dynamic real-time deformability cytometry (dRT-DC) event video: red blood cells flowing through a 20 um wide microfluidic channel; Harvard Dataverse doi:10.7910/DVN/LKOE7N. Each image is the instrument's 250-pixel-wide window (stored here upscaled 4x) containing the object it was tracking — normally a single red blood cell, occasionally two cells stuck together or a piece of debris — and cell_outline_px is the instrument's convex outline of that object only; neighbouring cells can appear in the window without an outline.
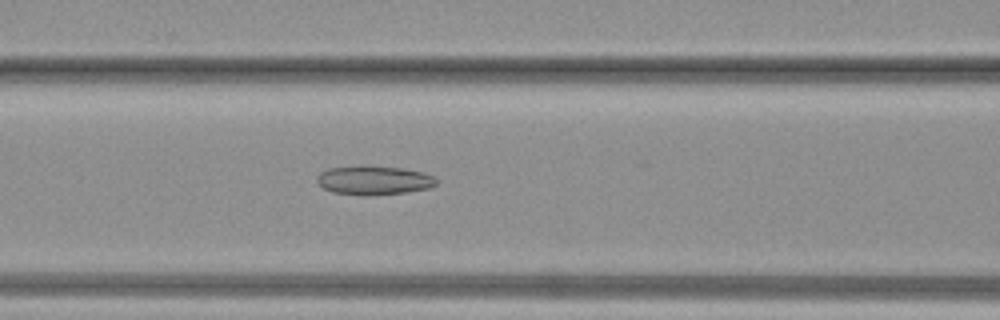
{"species": "common noctule bat (a hibernating species)", "species_latin": "Nyctalus noctula", "temperature_condition": "warm", "stored_images_in_passage": 34, "camera_frame_rate_fps": 3000, "um_per_image_px": 0.085, "animal": {"sex": "female", "body_mass_g": 19.3, "forearm_length_mm": 54.1}, "frame": {"image": 1, "passage_image": 11, "time_ms": 3.333, "image_size_px": [1000, 320], "cell_outline_px": [[436, 184], [432, 188], [404, 192], [368, 196], [360, 196], [332, 192], [324, 188], [316, 180], [316, 176], [320, 172], [328, 168], [364, 164], [368, 164], [404, 168], [424, 172], [432, 176], [436, 180]], "centroid_in_image_um": [31.75, 15.3], "position_along_channel_um": 134.8, "area_um2": 20.75}}
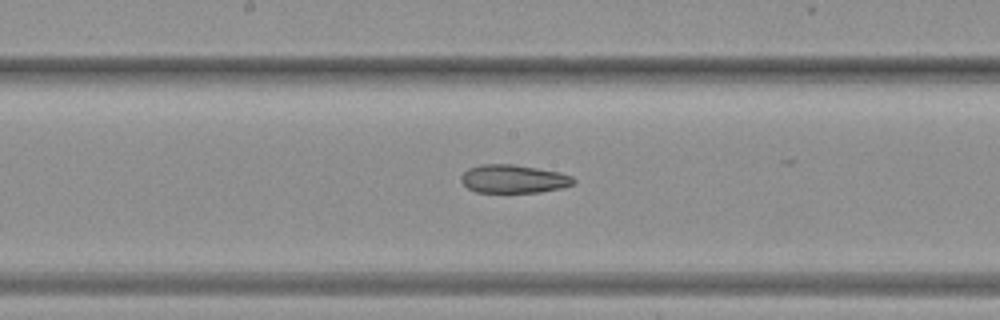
{"frame": {"image": 2, "passage_image": 15, "time_ms": 4.667, "image_size_px": [1000, 320], "cell_outline_px": [[576, 184], [564, 188], [540, 192], [476, 192], [468, 188], [460, 180], [460, 176], [468, 168], [480, 164], [512, 164], [560, 172], [572, 176], [576, 180]], "centroid_in_image_um": [43.68, 15.21], "position_along_channel_um": 204.5, "area_um2": 18.73}}
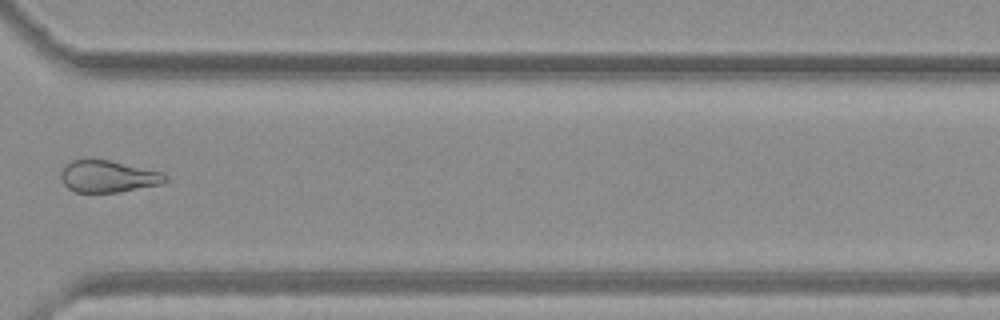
{"frame": {"image": 3, "passage_image": 24, "time_ms": 7.667, "image_size_px": [1000, 320], "cell_outline_px": [[168, 180], [160, 184], [120, 192], [76, 192], [68, 188], [64, 184], [60, 176], [60, 172], [64, 164], [72, 160], [108, 160], [164, 172], [168, 176]], "centroid_in_image_um": [9.19, 15.0], "position_along_channel_um": 361.4, "area_um2": 19.42}}